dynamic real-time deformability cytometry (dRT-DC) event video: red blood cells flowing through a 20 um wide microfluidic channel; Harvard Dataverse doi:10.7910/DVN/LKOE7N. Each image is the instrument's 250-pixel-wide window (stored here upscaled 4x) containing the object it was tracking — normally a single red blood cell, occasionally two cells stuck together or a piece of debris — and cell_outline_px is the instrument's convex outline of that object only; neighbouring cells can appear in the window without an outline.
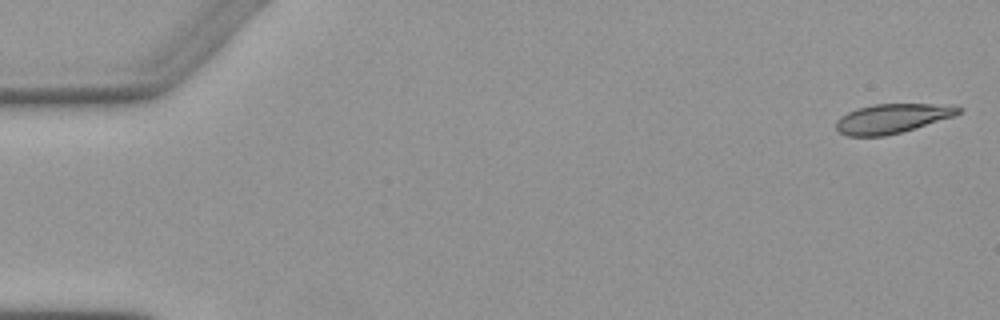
{"species": "Egyptian fruit bat (a non-hibernating species)", "species_latin": "Rousettus aegyptiacus", "temperature_condition": "warm", "stored_images_in_passage": 4, "camera_frame_rate_fps": 3000, "um_per_image_px": 0.085, "animal": {"sex": "female"}, "frame": {"image": 1, "passage_image": 1, "time_ms": 0.0, "image_size_px": [1000, 320], "cell_outline_px": [[964, 108], [956, 116], [900, 132], [884, 136], [848, 136], [836, 132], [836, 120], [840, 116], [856, 108], [872, 104], [956, 104]], "centroid_in_image_um": [75.85, 10.06], "position_along_channel_um": 9.1, "area_um2": 21.27}}
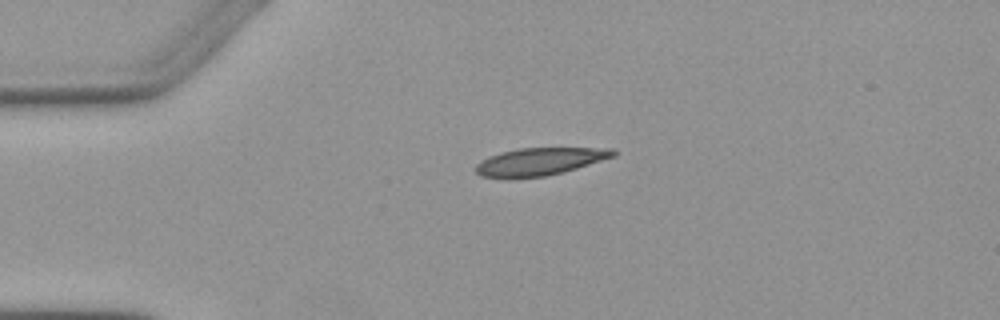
{"frame": {"image": 2, "passage_image": 4, "time_ms": 3.667, "image_size_px": [1000, 320], "cell_outline_px": [[616, 156], [564, 172], [544, 176], [512, 180], [508, 180], [480, 176], [472, 168], [480, 160], [488, 156], [500, 152], [520, 148], [616, 148]], "centroid_in_image_um": [45.8, 13.76], "position_along_channel_um": 39.2, "area_um2": 22.77}}